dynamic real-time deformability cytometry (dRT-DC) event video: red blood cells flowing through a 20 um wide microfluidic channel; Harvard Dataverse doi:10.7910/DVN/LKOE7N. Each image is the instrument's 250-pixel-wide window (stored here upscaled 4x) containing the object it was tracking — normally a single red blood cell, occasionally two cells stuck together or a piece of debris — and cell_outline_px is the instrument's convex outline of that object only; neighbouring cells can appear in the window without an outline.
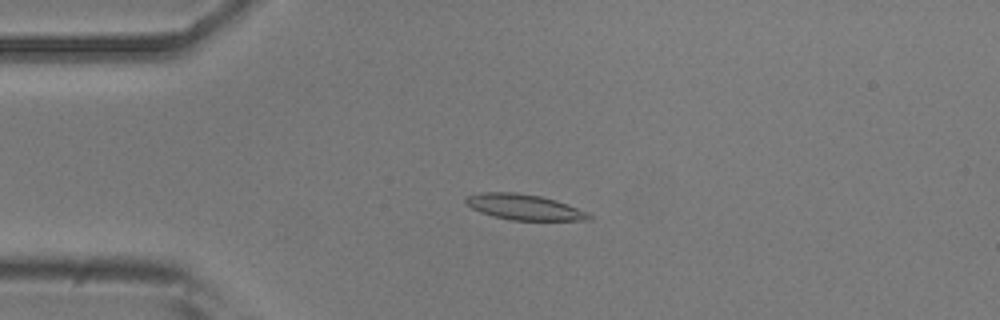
{"species": "common noctule bat (a hibernating species)", "species_latin": "Nyctalus noctula", "temperature_condition": "room temperature", "stored_images_in_passage": 53, "camera_frame_rate_fps": 3000, "um_per_image_px": 0.085, "animal": {"sex": "male", "body_mass_g": 20.5, "forearm_length_mm": 52.5}, "frame": {"image": 1, "passage_image": 13, "time_ms": 4.0, "image_size_px": [1000, 320], "cell_outline_px": [[592, 216], [588, 220], [512, 220], [492, 216], [480, 212], [472, 208], [464, 200], [468, 196], [484, 192], [516, 192], [540, 196], [556, 200], [588, 212]], "centroid_in_image_um": [44.56, 17.6], "position_along_channel_um": 40.4, "area_um2": 18.21}}
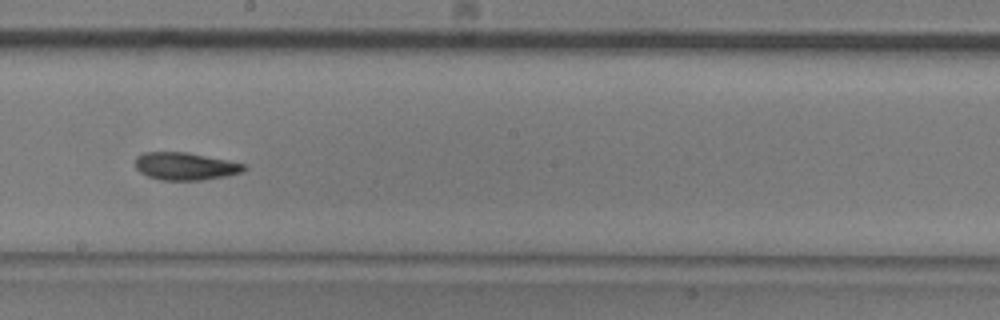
{"frame": {"image": 2, "passage_image": 30, "time_ms": 9.667, "image_size_px": [1000, 320], "cell_outline_px": [[248, 168], [240, 172], [228, 176], [204, 180], [160, 180], [148, 176], [140, 172], [136, 168], [136, 156], [144, 152], [188, 152], [248, 164]], "centroid_in_image_um": [15.79, 14.13], "position_along_channel_um": 232.4, "area_um2": 17.69}}
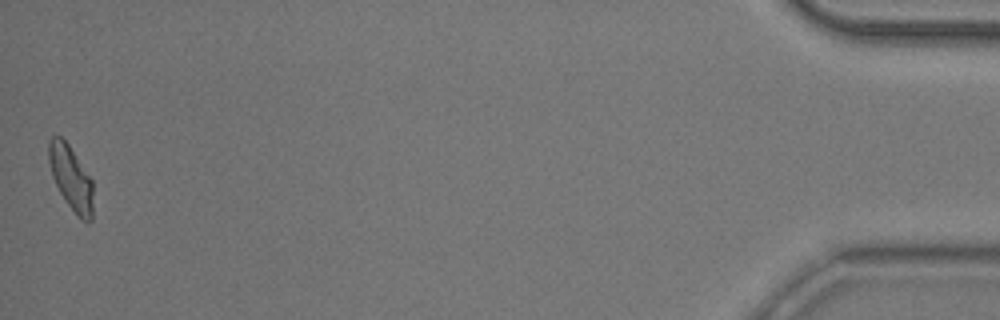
{"frame": {"image": 3, "passage_image": 53, "time_ms": 17.333, "image_size_px": [1000, 320], "cell_outline_px": [[92, 220], [88, 224], [80, 220], [76, 216], [60, 192], [52, 176], [48, 160], [48, 140], [52, 136], [60, 136], [68, 144], [92, 180]], "centroid_in_image_um": [6.02, 15.15], "position_along_channel_um": 429.2, "area_um2": 16.59}, "authors_computed_cell_mechanics": {"area_um2": 17.4556, "velocity_mm_per_s": 3.8206, "shape_relaxation_time_tau1_ms": 7.0683, "shape_relaxation_time_tau2_ms": 3.6146, "deformation_change_tau1": 0.1913, "deformation_change_tau2": 0.1006}}